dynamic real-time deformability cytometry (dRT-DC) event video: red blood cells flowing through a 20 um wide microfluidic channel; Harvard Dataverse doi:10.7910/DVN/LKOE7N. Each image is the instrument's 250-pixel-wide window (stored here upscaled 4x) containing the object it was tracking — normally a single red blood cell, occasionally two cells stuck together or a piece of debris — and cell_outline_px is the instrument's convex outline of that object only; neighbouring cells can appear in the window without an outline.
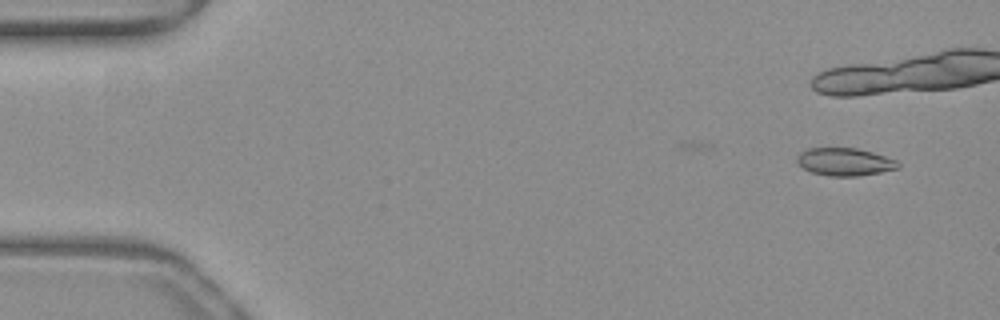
{"species": "common noctule bat (a hibernating species)", "species_latin": "Nyctalus noctula", "temperature_condition": "warm", "stored_images_in_passage": 23, "camera_frame_rate_fps": 3000, "um_per_image_px": 0.085, "animal": {"sex": "female", "body_mass_g": 19.3, "forearm_length_mm": 54.1}, "frame": {"image": 1, "passage_image": 4, "time_ms": 1.0, "image_size_px": [1000, 320], "cell_outline_px": [[900, 168], [860, 176], [828, 176], [812, 172], [796, 164], [796, 156], [800, 152], [808, 148], [856, 148], [872, 152], [896, 160], [900, 164]], "centroid_in_image_um": [71.77, 13.76], "position_along_channel_um": 13.2, "area_um2": 16.42}}